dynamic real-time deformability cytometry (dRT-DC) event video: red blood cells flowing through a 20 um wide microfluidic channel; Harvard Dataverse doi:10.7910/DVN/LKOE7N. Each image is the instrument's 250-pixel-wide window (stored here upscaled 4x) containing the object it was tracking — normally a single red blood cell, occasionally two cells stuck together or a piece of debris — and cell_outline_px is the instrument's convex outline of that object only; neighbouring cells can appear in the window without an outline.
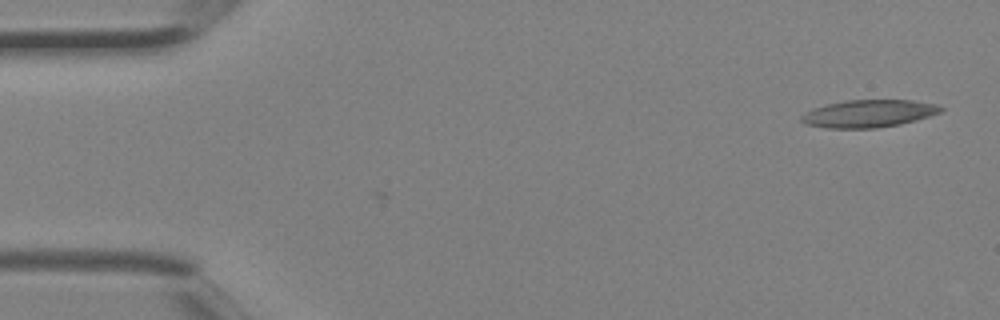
{"species": "Egyptian fruit bat (a non-hibernating species)", "species_latin": "Rousettus aegyptiacus", "temperature_condition": "room temperature", "stored_images_in_passage": 4, "camera_frame_rate_fps": 3000, "um_per_image_px": 0.085, "animal": {"sex": "female"}, "frame": {"image": 1, "passage_image": 1, "time_ms": 0.0, "image_size_px": [1000, 320], "cell_outline_px": [[944, 108], [940, 112], [916, 120], [900, 124], [876, 128], [828, 128], [804, 124], [800, 120], [800, 116], [804, 112], [812, 108], [844, 100], [912, 100], [936, 104]], "centroid_in_image_um": [73.79, 9.65], "position_along_channel_um": 11.2, "area_um2": 22.37}}
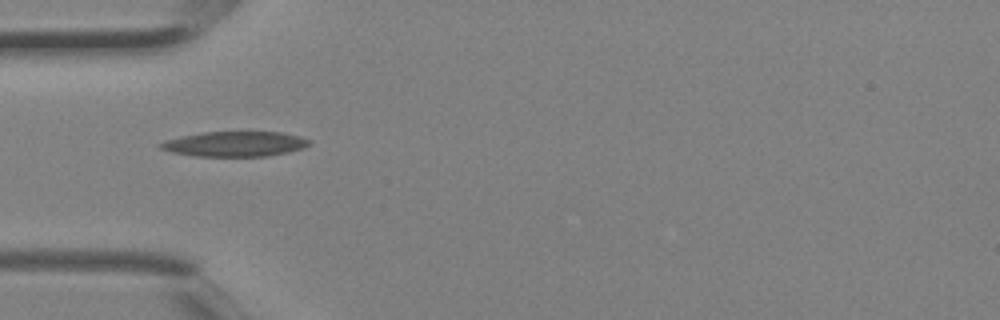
{"frame": {"image": 2, "passage_image": 4, "time_ms": 1.0, "image_size_px": [1000, 320], "cell_outline_px": [[312, 144], [304, 148], [288, 152], [268, 156], [196, 156], [172, 152], [160, 148], [156, 144], [164, 140], [180, 136], [204, 132], [280, 132], [300, 136], [312, 140]], "centroid_in_image_um": [19.98, 12.23], "position_along_channel_um": 65.0, "area_um2": 21.91}}